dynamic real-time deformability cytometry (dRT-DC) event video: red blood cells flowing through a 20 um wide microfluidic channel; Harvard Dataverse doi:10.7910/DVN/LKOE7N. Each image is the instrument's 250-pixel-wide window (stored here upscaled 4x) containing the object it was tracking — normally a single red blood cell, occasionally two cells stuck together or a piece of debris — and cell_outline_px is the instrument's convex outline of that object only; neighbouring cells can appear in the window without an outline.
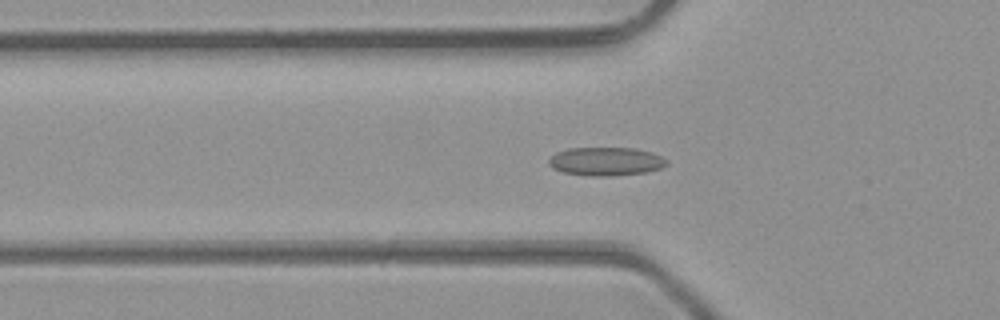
{"species": "common noctule bat (a hibernating species)", "species_latin": "Nyctalus noctula", "temperature_condition": "room temperature", "stored_images_in_passage": 33, "camera_frame_rate_fps": 3000, "um_per_image_px": 0.085, "animal": {"sex": "male", "body_mass_g": 23.1, "forearm_length_mm": 52.7}, "frame": {"image": 1, "passage_image": 10, "time_ms": 3.0, "image_size_px": [1000, 320], "cell_outline_px": [[668, 164], [660, 168], [644, 172], [608, 176], [592, 176], [564, 172], [552, 168], [548, 164], [548, 160], [556, 152], [568, 148], [636, 148], [652, 152], [668, 160]], "centroid_in_image_um": [51.49, 13.71], "position_along_channel_um": 74.3, "area_um2": 19.48}}
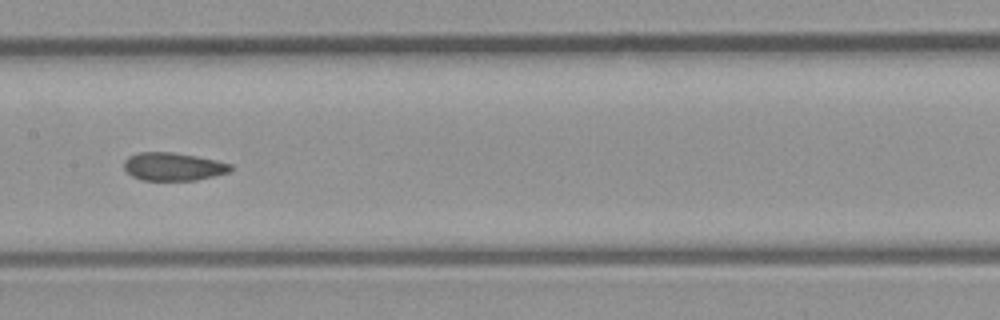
{"frame": {"image": 2, "passage_image": 18, "time_ms": 5.667, "image_size_px": [1000, 320], "cell_outline_px": [[232, 168], [228, 172], [196, 180], [144, 180], [132, 176], [124, 168], [124, 160], [128, 156], [136, 152], [172, 152], [196, 156], [216, 160], [232, 164]], "centroid_in_image_um": [14.7, 14.15], "position_along_channel_um": 192.7, "area_um2": 17.34}}
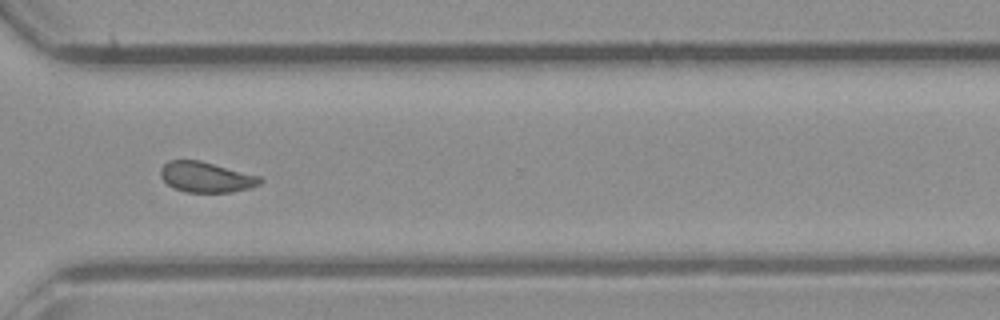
{"frame": {"image": 3, "passage_image": 29, "time_ms": 9.333, "image_size_px": [1000, 320], "cell_outline_px": [[264, 180], [260, 184], [252, 188], [232, 192], [188, 192], [176, 188], [168, 184], [160, 176], [160, 168], [168, 160], [200, 160], [260, 176]], "centroid_in_image_um": [17.55, 15.05], "position_along_channel_um": 353.1, "area_um2": 17.69}, "authors_computed_cell_mechanics": {"area_um2": 18.1492, "velocity_mm_per_s": 4.3946, "shape_relaxation_time_tau1_ms": null, "shape_relaxation_time_tau2_ms": 1.9691, "deformation_change_tau1": null, "deformation_change_tau2": 0.0768}}